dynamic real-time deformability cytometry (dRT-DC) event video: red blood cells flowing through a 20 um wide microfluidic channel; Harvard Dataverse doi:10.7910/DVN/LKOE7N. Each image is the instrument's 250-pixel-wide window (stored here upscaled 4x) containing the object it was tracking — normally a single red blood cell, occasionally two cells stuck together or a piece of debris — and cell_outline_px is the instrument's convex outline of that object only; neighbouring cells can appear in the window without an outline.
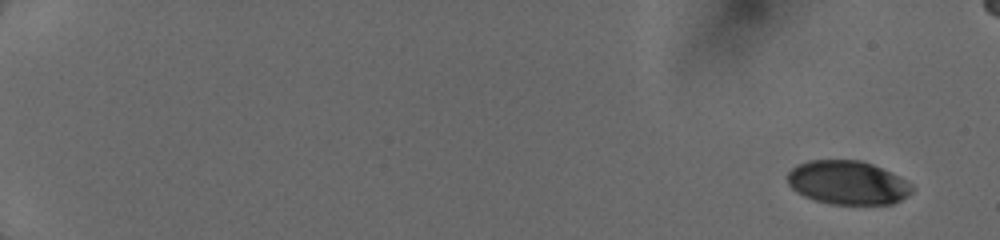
{"species": "human", "species_latin": "Homo sapiens", "temperature_condition": "cold", "stored_images_in_passage": 12, "camera_frame_rate_fps": 3000, "um_per_image_px": 0.085, "donor": {"sex": "female"}, "frame": {"image": 1, "passage_image": 1, "time_ms": 0.0, "image_size_px": [1000, 240], "cell_outline_px": [[916, 188], [908, 196], [892, 204], [832, 204], [816, 200], [804, 196], [796, 192], [788, 184], [788, 172], [796, 164], [808, 160], [860, 160], [872, 164], [892, 172], [900, 176], [912, 184]], "centroid_in_image_um": [72.08, 15.52], "position_along_channel_um": 12.9, "area_um2": 32.02}}
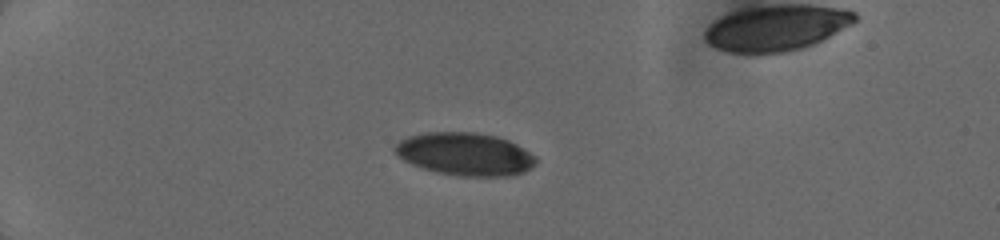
{"frame": {"image": 2, "passage_image": 6, "time_ms": 4.333, "image_size_px": [1000, 240], "cell_outline_px": [[536, 160], [524, 172], [508, 176], [456, 176], [436, 172], [412, 164], [404, 160], [392, 148], [400, 140], [408, 136], [424, 132], [476, 132], [496, 136], [508, 140], [524, 148], [536, 156]], "centroid_in_image_um": [39.51, 13.09], "position_along_channel_um": 45.5, "area_um2": 35.08}}
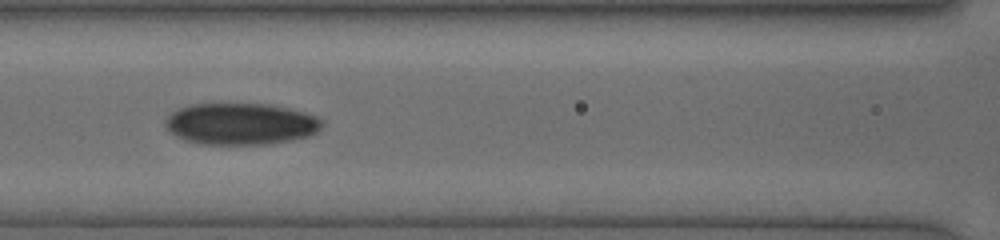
{"frame": {"image": 3, "passage_image": 11, "time_ms": 8.0, "image_size_px": [1000, 240], "cell_outline_px": [[324, 124], [316, 132], [308, 136], [292, 140], [268, 144], [200, 144], [184, 140], [176, 136], [164, 128], [164, 120], [172, 112], [180, 108], [192, 104], [272, 104], [304, 112], [316, 116], [324, 120]], "centroid_in_image_um": [20.45, 10.53], "position_along_channel_um": 146.1, "area_um2": 38.26}}